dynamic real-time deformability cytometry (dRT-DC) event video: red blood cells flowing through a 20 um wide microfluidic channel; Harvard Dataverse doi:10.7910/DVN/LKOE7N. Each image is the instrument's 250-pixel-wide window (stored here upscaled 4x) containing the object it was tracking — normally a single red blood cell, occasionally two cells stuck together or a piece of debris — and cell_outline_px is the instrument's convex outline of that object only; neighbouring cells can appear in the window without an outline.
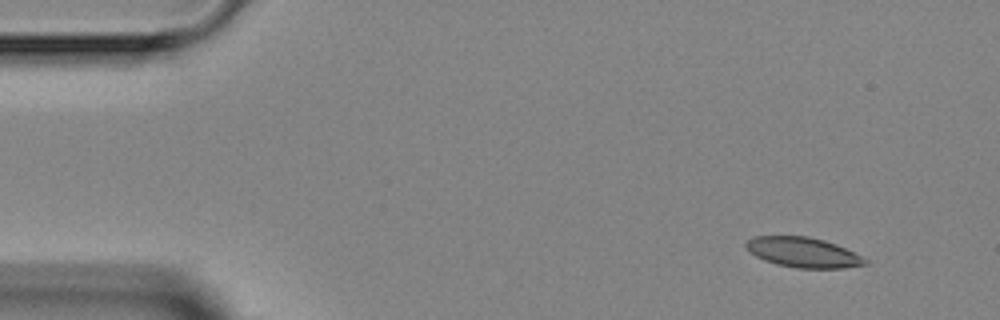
{"species": "Egyptian fruit bat (a non-hibernating species)", "species_latin": "Rousettus aegyptiacus", "temperature_condition": "room temperature", "stored_images_in_passage": 3, "camera_frame_rate_fps": 3000, "um_per_image_px": 0.085, "animal": {"sex": "female"}, "frame": {"image": 1, "passage_image": 1, "time_ms": 0.0, "image_size_px": [1000, 320], "cell_outline_px": [[868, 264], [844, 268], [796, 268], [776, 264], [764, 260], [756, 256], [744, 244], [752, 236], [808, 236], [824, 240], [836, 244], [868, 260]], "centroid_in_image_um": [68.26, 21.45], "position_along_channel_um": 16.7, "area_um2": 20.69}}
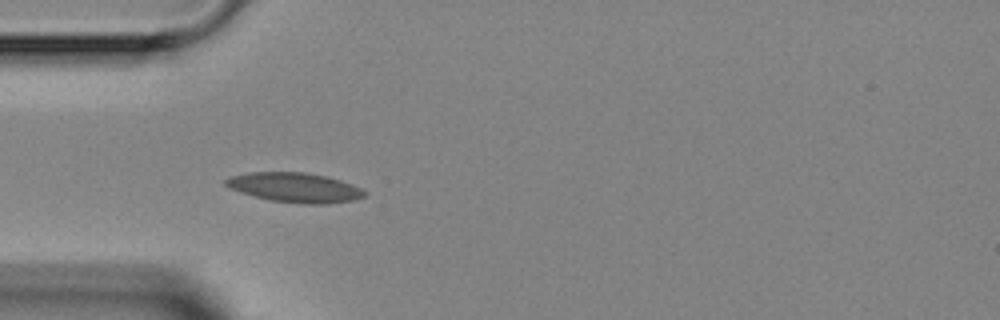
{"frame": {"image": 2, "passage_image": 3, "time_ms": 3.333, "image_size_px": [1000, 320], "cell_outline_px": [[364, 196], [352, 200], [328, 204], [300, 204], [272, 200], [252, 196], [228, 188], [224, 184], [224, 180], [228, 176], [248, 172], [304, 172], [324, 176], [340, 180], [352, 184], [360, 188], [364, 192]], "centroid_in_image_um": [24.98, 15.93], "position_along_channel_um": 60.0, "area_um2": 23.99}}